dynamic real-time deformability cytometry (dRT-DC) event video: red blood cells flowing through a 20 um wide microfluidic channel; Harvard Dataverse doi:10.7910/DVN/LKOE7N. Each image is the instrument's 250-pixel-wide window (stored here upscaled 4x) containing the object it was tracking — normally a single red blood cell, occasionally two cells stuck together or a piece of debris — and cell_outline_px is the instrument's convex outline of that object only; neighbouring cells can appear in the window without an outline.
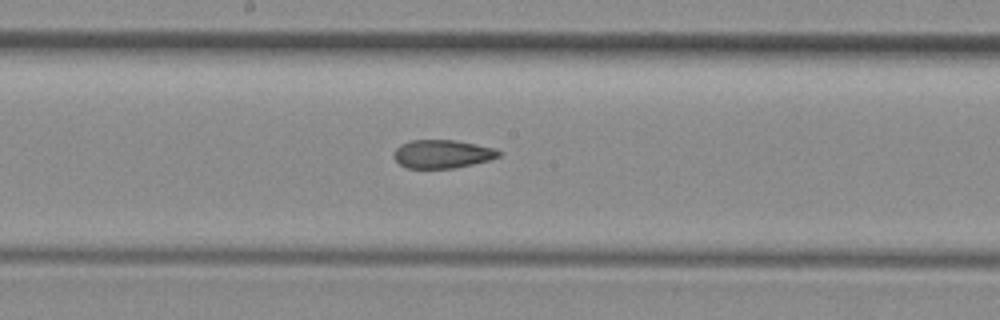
{"species": "common noctule bat (a hibernating species)", "species_latin": "Nyctalus noctula", "temperature_condition": "room temperature", "stored_images_in_passage": 7, "camera_frame_rate_fps": 3000, "um_per_image_px": 0.085, "animal": {"sex": "female", "body_mass_g": 29.2, "forearm_length_mm": 56.3}, "frame": {"image": 1, "passage_image": 7, "time_ms": 2.0, "image_size_px": [1000, 320], "cell_outline_px": [[500, 156], [488, 160], [472, 164], [452, 168], [408, 168], [400, 164], [392, 156], [396, 148], [400, 144], [412, 140], [456, 140], [496, 148], [500, 152]], "centroid_in_image_um": [37.58, 13.08], "position_along_channel_um": 210.6, "area_um2": 17.28}}